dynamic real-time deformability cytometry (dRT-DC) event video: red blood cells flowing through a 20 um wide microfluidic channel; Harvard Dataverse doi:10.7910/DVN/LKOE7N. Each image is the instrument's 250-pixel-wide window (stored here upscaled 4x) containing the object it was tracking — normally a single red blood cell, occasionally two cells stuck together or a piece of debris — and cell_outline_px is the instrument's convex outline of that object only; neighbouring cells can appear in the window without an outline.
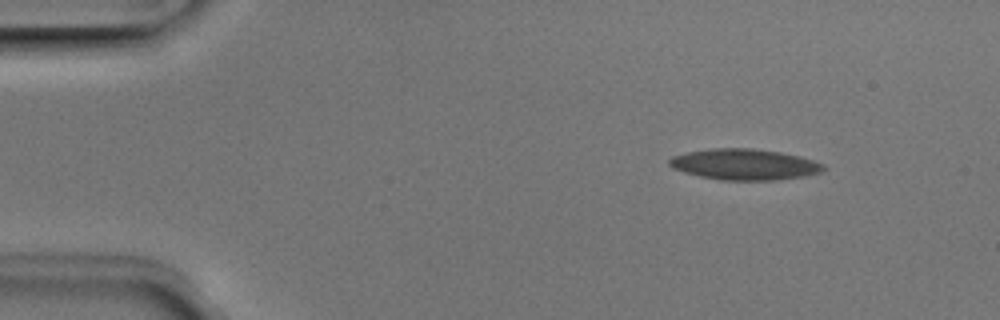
{"species": "Egyptian fruit bat (a non-hibernating species)", "species_latin": "Rousettus aegyptiacus", "temperature_condition": "room temperature", "stored_images_in_passage": 5, "camera_frame_rate_fps": 3000, "um_per_image_px": 0.085, "animal": {"sex": "male"}, "frame": {"image": 1, "passage_image": 1, "time_ms": 0.0, "image_size_px": [1000, 320], "cell_outline_px": [[828, 168], [820, 172], [804, 176], [776, 180], [720, 180], [700, 176], [684, 172], [672, 168], [668, 164], [668, 160], [672, 156], [688, 152], [712, 148], [752, 148], [780, 152], [800, 156], [824, 164]], "centroid_in_image_um": [63.28, 13.97], "position_along_channel_um": 21.7, "area_um2": 27.86}}
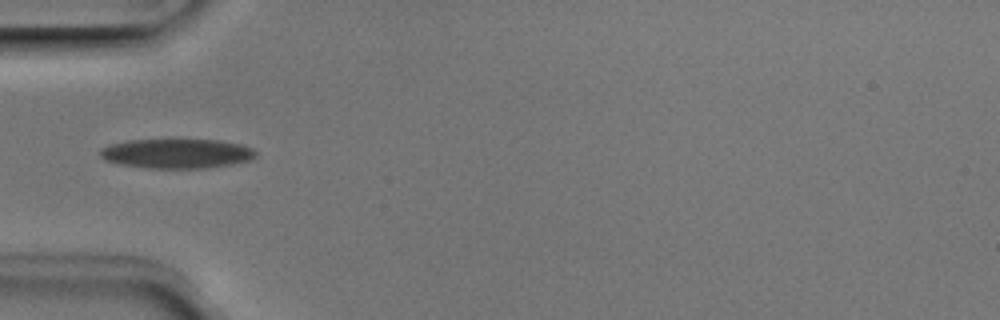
{"frame": {"image": 2, "passage_image": 4, "time_ms": 1.0, "image_size_px": [1000, 320], "cell_outline_px": [[256, 156], [248, 160], [232, 164], [208, 168], [148, 168], [120, 164], [104, 160], [100, 156], [100, 148], [108, 144], [128, 140], [168, 136], [220, 140], [240, 144], [252, 148], [256, 152]], "centroid_in_image_um": [14.97, 12.99], "position_along_channel_um": 70.0, "area_um2": 28.15}}